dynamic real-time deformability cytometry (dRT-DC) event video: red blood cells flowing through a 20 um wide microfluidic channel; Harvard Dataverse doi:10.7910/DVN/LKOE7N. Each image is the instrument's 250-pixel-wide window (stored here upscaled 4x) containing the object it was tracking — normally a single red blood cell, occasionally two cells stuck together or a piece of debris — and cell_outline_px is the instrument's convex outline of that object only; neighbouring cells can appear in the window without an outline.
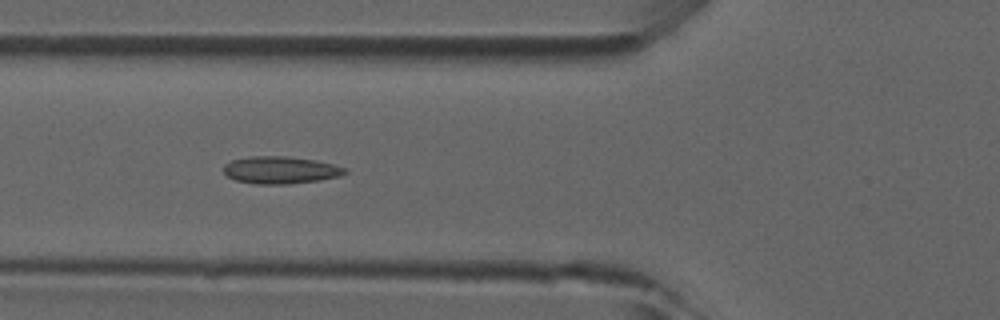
{"species": "common noctule bat (a hibernating species)", "species_latin": "Nyctalus noctula", "temperature_condition": "room temperature", "stored_images_in_passage": 45, "camera_frame_rate_fps": 3000, "um_per_image_px": 0.085, "animal": {"sex": "male", "forearm_length_mm": 52.5}, "frame": {"image": 1, "passage_image": 14, "time_ms": 4.333, "image_size_px": [1000, 320], "cell_outline_px": [[348, 172], [340, 176], [320, 180], [288, 184], [256, 184], [236, 180], [228, 176], [224, 172], [224, 164], [232, 160], [248, 156], [284, 156], [312, 160], [332, 164], [348, 168]], "centroid_in_image_um": [23.85, 14.45], "position_along_channel_um": 102.0, "area_um2": 19.25}}